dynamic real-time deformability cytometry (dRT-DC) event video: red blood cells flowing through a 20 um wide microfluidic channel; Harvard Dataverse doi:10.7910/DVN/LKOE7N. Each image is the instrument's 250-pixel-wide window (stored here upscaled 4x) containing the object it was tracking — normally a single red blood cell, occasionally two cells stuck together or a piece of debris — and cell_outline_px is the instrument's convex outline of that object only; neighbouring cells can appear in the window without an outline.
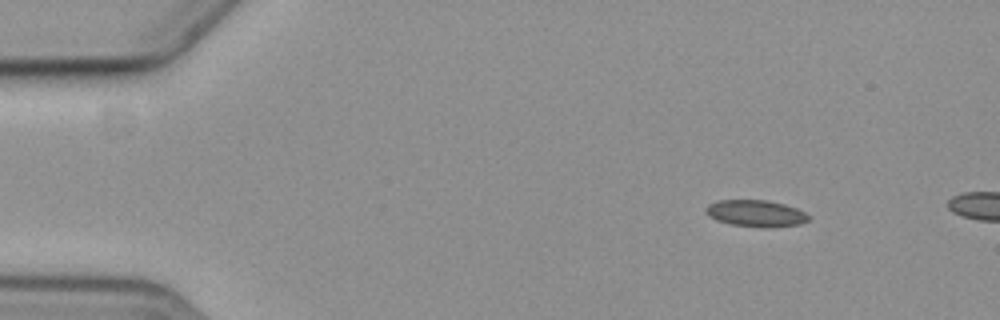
{"species": "common noctule bat (a hibernating species)", "species_latin": "Nyctalus noctula", "temperature_condition": "cold", "stored_images_in_passage": 4, "camera_frame_rate_fps": 3000, "um_per_image_px": 0.085, "animal": {"sex": "female", "body_mass_g": 19.3, "forearm_length_mm": 54.1}, "frame": {"image": 1, "passage_image": 1, "time_ms": 0.0, "image_size_px": [1000, 320], "cell_outline_px": [[812, 216], [808, 220], [800, 224], [772, 228], [764, 228], [732, 224], [716, 220], [708, 216], [704, 212], [704, 208], [708, 204], [716, 200], [764, 200], [784, 204], [796, 208]], "centroid_in_image_um": [64.23, 18.14], "position_along_channel_um": 20.8, "area_um2": 16.18}}